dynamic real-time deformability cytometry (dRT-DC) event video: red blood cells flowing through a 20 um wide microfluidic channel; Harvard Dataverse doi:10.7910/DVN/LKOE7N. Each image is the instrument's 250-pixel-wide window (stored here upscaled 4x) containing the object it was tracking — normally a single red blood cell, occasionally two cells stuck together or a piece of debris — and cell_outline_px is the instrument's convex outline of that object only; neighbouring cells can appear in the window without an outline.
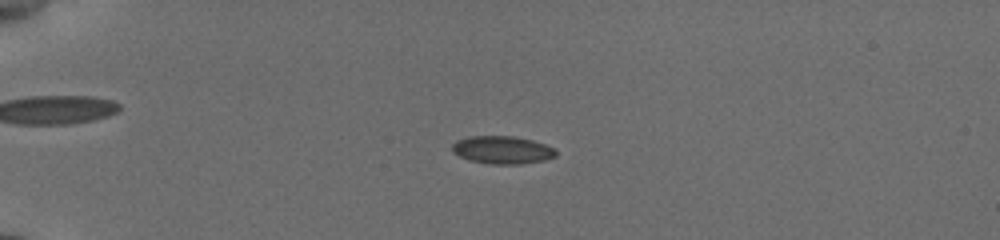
{"species": "common noctule bat (a hibernating species)", "species_latin": "Nyctalus noctula", "temperature_condition": "cold", "stored_images_in_passage": 51, "camera_frame_rate_fps": 3000, "um_per_image_px": 0.085, "animal": {"sex": "female", "body_mass_g": 19.5, "forearm_length_mm": 54.1}, "frame": {"image": 1, "passage_image": 11, "time_ms": 3.333, "image_size_px": [1000, 240], "cell_outline_px": [[556, 156], [544, 160], [520, 164], [492, 164], [468, 160], [452, 152], [452, 144], [456, 140], [468, 136], [512, 136], [532, 140], [556, 148]], "centroid_in_image_um": [42.68, 12.74], "position_along_channel_um": 42.3, "area_um2": 16.88}}
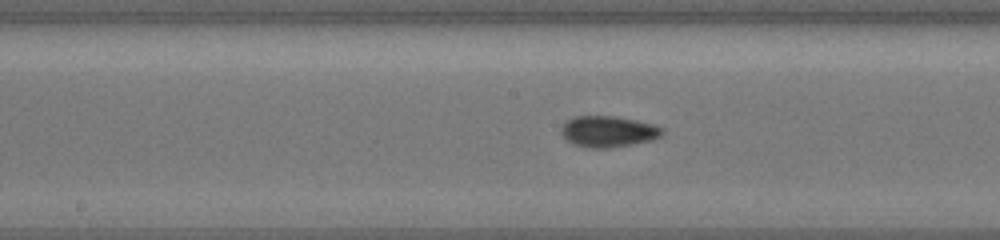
{"frame": {"image": 2, "passage_image": 27, "time_ms": 8.667, "image_size_px": [1000, 240], "cell_outline_px": [[664, 132], [660, 136], [652, 140], [612, 148], [588, 148], [572, 144], [560, 132], [560, 128], [568, 120], [576, 116], [616, 116], [636, 120], [652, 124], [664, 128]], "centroid_in_image_um": [51.7, 11.18], "position_along_channel_um": 196.5, "area_um2": 18.38}}
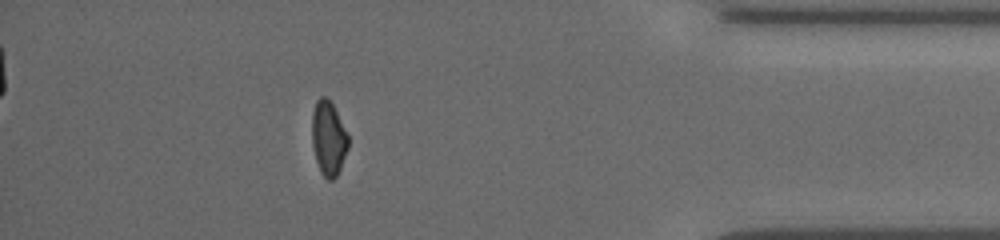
{"frame": {"image": 3, "passage_image": 46, "time_ms": 15.0, "image_size_px": [1000, 240], "cell_outline_px": [[348, 148], [340, 168], [336, 176], [332, 180], [328, 180], [320, 172], [316, 160], [312, 144], [312, 112], [316, 100], [320, 96], [324, 96], [332, 104], [348, 136]], "centroid_in_image_um": [27.9, 11.76], "position_along_channel_um": 407.3, "area_um2": 15.49}, "authors_computed_cell_mechanics": {"area_um2": 16.6464, "velocity_mm_per_s": 3.8263, "shape_relaxation_time_tau1_ms": 3.7637, "shape_relaxation_time_tau2_ms": 3.1223, "deformation_change_tau1": 0.1159, "deformation_change_tau2": 0.0678}}